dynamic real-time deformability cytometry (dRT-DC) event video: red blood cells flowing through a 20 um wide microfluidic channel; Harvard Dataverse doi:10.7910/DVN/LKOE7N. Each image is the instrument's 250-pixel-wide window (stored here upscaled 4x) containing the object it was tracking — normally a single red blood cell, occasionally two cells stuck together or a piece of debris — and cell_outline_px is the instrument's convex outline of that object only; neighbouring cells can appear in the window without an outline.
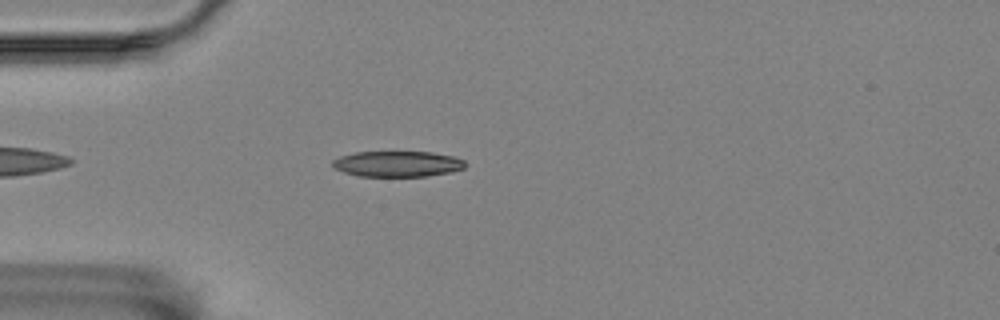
{"species": "Egyptian fruit bat (a non-hibernating species)", "species_latin": "Rousettus aegyptiacus", "temperature_condition": "room temperature", "stored_images_in_passage": 2, "camera_frame_rate_fps": 3000, "um_per_image_px": 0.085, "animal": {"sex": "female"}, "frame": {"image": 1, "passage_image": 2, "time_ms": 1.0, "image_size_px": [1000, 320], "cell_outline_px": [[464, 168], [452, 172], [424, 176], [356, 176], [344, 172], [336, 168], [332, 164], [332, 160], [340, 156], [356, 152], [432, 152], [452, 156], [464, 160]], "centroid_in_image_um": [33.77, 13.93], "position_along_channel_um": 51.2, "area_um2": 19.77}}